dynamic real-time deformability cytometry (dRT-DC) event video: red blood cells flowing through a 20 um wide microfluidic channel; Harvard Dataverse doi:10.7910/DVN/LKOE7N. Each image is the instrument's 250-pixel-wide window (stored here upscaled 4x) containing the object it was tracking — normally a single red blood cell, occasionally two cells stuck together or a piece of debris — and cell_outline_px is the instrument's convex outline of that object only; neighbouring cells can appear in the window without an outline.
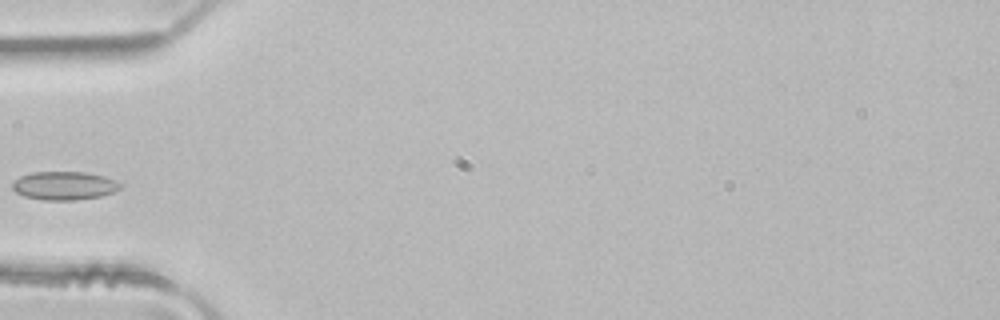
{"species": "common noctule bat (a hibernating species)", "species_latin": "Nyctalus noctula", "temperature_condition": "room temperature", "stored_images_in_passage": 2, "camera_frame_rate_fps": 3000, "um_per_image_px": 0.085, "animal": {"sex": "male", "body_mass_g": 21.5, "forearm_length_mm": 52.0}, "frame": {"image": 1, "passage_image": 2, "time_ms": 0.333, "image_size_px": [1000, 320], "cell_outline_px": [[124, 184], [120, 188], [112, 192], [100, 196], [76, 200], [44, 200], [24, 196], [16, 192], [12, 188], [12, 180], [20, 176], [32, 172], [84, 172], [104, 176], [116, 180]], "centroid_in_image_um": [5.45, 15.77], "position_along_channel_um": 79.6, "area_um2": 17.98}}